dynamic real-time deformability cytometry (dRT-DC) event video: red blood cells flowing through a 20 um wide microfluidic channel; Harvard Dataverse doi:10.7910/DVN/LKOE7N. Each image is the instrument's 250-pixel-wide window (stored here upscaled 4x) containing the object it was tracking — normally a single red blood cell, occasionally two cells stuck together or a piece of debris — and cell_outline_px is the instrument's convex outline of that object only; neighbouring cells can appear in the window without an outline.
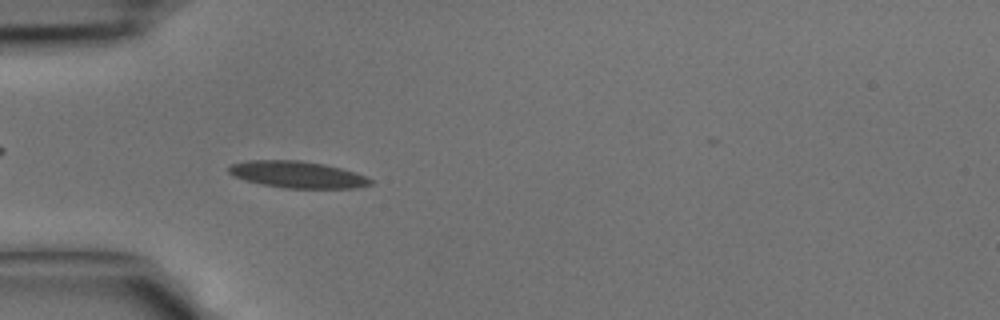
{"species": "common noctule bat (a hibernating species)", "species_latin": "Nyctalus noctula", "temperature_condition": "cold", "stored_images_in_passage": 41, "camera_frame_rate_fps": 3000, "um_per_image_px": 0.085, "animal": {"sex": "male", "body_mass_g": 15.6}, "frame": {"image": 1, "passage_image": 12, "time_ms": 3.667, "image_size_px": [1000, 320], "cell_outline_px": [[376, 180], [372, 184], [356, 188], [284, 188], [260, 184], [244, 180], [232, 176], [228, 172], [228, 164], [248, 160], [300, 160], [324, 164], [356, 172]], "centroid_in_image_um": [25.27, 14.84], "position_along_channel_um": 59.7, "area_um2": 22.43}}
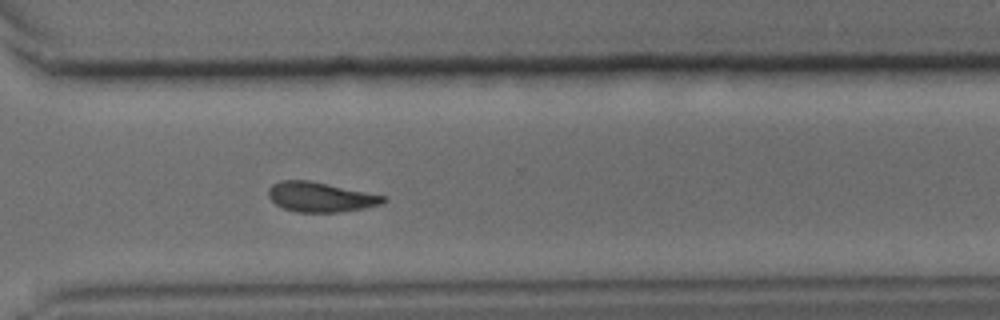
{"frame": {"image": 2, "passage_image": 30, "time_ms": 9.667, "image_size_px": [1000, 320], "cell_outline_px": [[388, 200], [380, 204], [364, 208], [340, 212], [296, 212], [284, 208], [276, 204], [268, 196], [268, 188], [272, 184], [280, 180], [308, 180], [388, 196]], "centroid_in_image_um": [27.25, 16.74], "position_along_channel_um": 343.4, "area_um2": 20.0}}
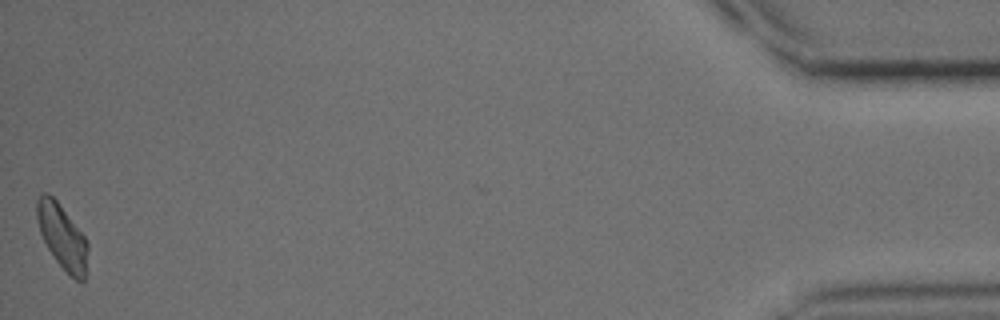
{"frame": {"image": 3, "passage_image": 41, "time_ms": 13.333, "image_size_px": [1000, 320], "cell_outline_px": [[88, 252], [84, 284], [80, 284], [68, 276], [56, 260], [48, 248], [40, 232], [36, 216], [36, 200], [44, 192], [48, 192], [56, 200], [84, 236], [88, 244]], "centroid_in_image_um": [5.3, 20.18], "position_along_channel_um": 429.9, "area_um2": 19.25}}